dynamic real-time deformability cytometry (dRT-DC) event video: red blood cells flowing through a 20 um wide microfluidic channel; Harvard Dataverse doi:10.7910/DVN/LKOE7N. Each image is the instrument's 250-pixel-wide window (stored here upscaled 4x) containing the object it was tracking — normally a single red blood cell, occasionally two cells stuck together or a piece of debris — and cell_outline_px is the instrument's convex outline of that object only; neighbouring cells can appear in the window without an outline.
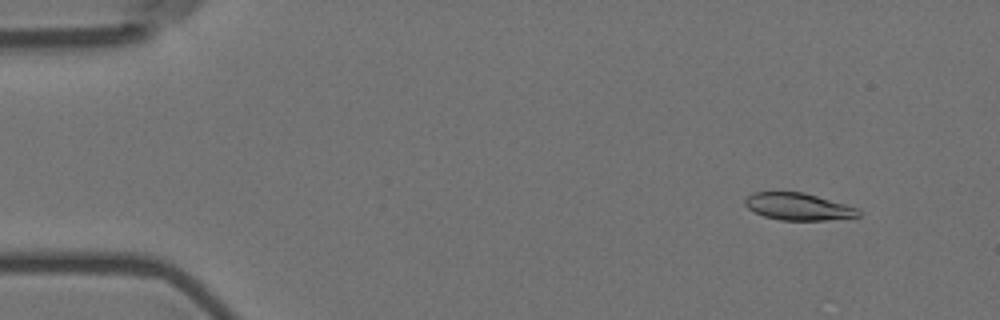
{"species": "Egyptian fruit bat (a non-hibernating species)", "species_latin": "Rousettus aegyptiacus", "temperature_condition": "room temperature", "stored_images_in_passage": 5, "camera_frame_rate_fps": 3000, "um_per_image_px": 0.085, "animal": {"sex": "female"}, "frame": {"image": 1, "passage_image": 2, "time_ms": 0.333, "image_size_px": [1000, 320], "cell_outline_px": [[860, 216], [824, 220], [780, 220], [764, 216], [748, 208], [744, 204], [744, 200], [752, 192], [804, 192], [844, 204], [856, 208], [860, 212]], "centroid_in_image_um": [67.81, 17.56], "position_along_channel_um": 17.2, "area_um2": 17.69}}